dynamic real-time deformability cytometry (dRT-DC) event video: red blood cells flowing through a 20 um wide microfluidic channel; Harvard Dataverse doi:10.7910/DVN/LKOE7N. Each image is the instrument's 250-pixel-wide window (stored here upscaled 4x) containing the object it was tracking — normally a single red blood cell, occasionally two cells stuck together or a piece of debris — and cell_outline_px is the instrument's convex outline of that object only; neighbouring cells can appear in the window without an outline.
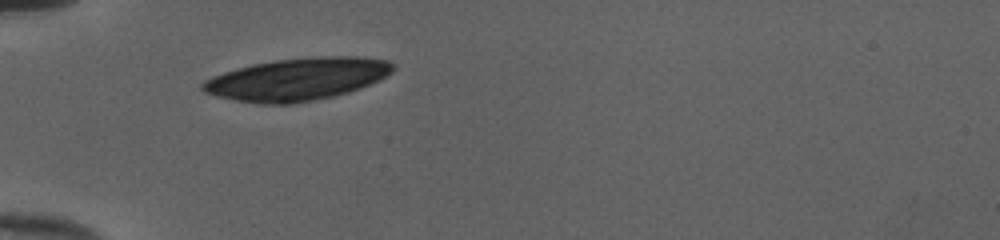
{"species": "human", "species_latin": "Homo sapiens", "temperature_condition": "cold", "stored_images_in_passage": 35, "camera_frame_rate_fps": 3000, "um_per_image_px": 0.085, "donor": {"sex": "female"}, "frame": {"image": 1, "passage_image": 1, "time_ms": 0.0, "image_size_px": [1000, 240], "cell_outline_px": [[396, 68], [388, 76], [380, 80], [360, 88], [348, 92], [332, 96], [292, 104], [260, 104], [236, 100], [216, 96], [204, 92], [200, 88], [200, 84], [204, 80], [212, 76], [224, 72], [252, 64], [276, 60], [316, 56], [364, 56], [388, 60], [396, 64]], "centroid_in_image_um": [25.3, 6.72], "position_along_channel_um": 59.7, "area_um2": 47.4}}
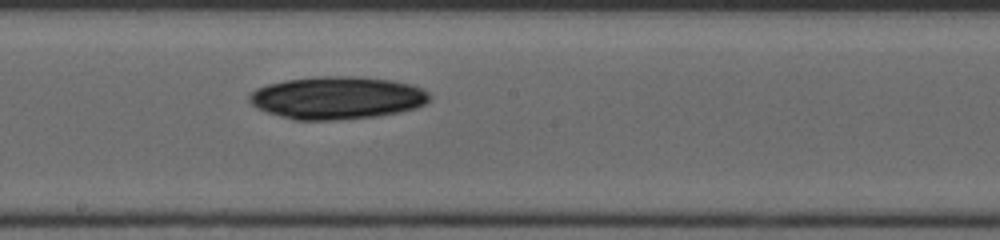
{"frame": {"image": 2, "passage_image": 14, "time_ms": 4.333, "image_size_px": [1000, 240], "cell_outline_px": [[432, 100], [416, 108], [400, 112], [376, 116], [332, 120], [296, 120], [280, 116], [256, 108], [248, 100], [248, 96], [256, 88], [268, 84], [284, 80], [316, 76], [352, 76], [392, 80], [412, 84], [428, 92], [432, 96]], "centroid_in_image_um": [28.67, 8.31], "position_along_channel_um": 219.5, "area_um2": 44.97}}
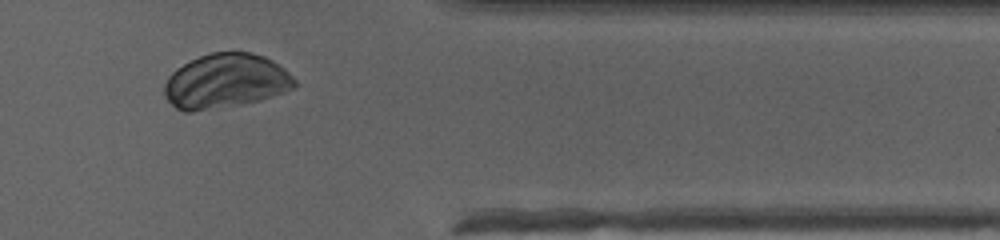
{"frame": {"image": 3, "passage_image": 28, "time_ms": 9.0, "image_size_px": [1000, 240], "cell_outline_px": [[296, 88], [260, 100], [240, 104], [192, 112], [184, 112], [176, 108], [164, 96], [164, 84], [168, 76], [176, 68], [200, 56], [212, 52], [252, 52], [264, 56], [272, 60], [284, 68], [296, 80]], "centroid_in_image_um": [19.18, 6.89], "position_along_channel_um": 392.2, "area_um2": 41.38}, "authors_computed_cell_mechanics": {"area_um2": 44.4482, "velocity_mm_per_s": 3.947, "shape_relaxation_time_tau1_ms": 3.1283, "shape_relaxation_time_tau2_ms": null, "deformation_change_tau1": 0.0706, "deformation_change_tau2": null}}